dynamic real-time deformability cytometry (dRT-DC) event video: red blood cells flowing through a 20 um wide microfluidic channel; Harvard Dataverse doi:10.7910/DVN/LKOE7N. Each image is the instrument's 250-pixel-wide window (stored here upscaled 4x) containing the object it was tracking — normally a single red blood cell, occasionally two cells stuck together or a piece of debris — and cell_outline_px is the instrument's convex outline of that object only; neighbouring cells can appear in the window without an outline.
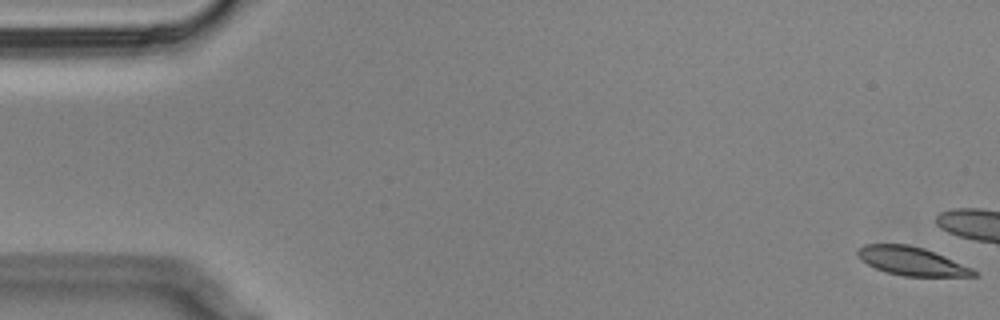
{"species": "Egyptian fruit bat (a non-hibernating species)", "species_latin": "Rousettus aegyptiacus", "temperature_condition": "cold", "stored_images_in_passage": 13, "camera_frame_rate_fps": 3000, "um_per_image_px": 0.085, "animal": {"sex": "male"}, "frame": {"image": 1, "passage_image": 1, "time_ms": 0.0, "image_size_px": [1000, 320], "cell_outline_px": [[976, 276], [904, 276], [884, 272], [860, 260], [856, 256], [856, 248], [864, 244], [908, 244], [924, 248], [944, 256], [972, 268], [976, 272]], "centroid_in_image_um": [77.42, 22.18], "position_along_channel_um": 7.6, "area_um2": 19.31}}